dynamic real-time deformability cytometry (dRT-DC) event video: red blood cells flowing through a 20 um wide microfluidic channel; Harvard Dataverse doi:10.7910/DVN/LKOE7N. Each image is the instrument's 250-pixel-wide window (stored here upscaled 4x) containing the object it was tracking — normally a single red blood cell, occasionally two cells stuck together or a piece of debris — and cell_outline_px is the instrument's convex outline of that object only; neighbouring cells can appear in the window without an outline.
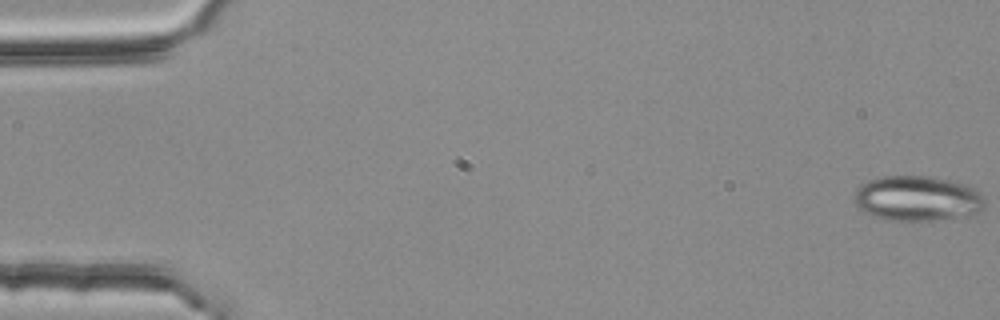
{"species": "common noctule bat (a hibernating species)", "species_latin": "Nyctalus noctula", "temperature_condition": "room temperature", "stored_images_in_passage": 56, "camera_frame_rate_fps": 3000, "um_per_image_px": 0.085, "animal": {"sex": "female", "body_mass_g": 25.1}, "frame": {"image": 1, "passage_image": 1, "time_ms": 0.0, "image_size_px": [1000, 320], "cell_outline_px": [[984, 208], [980, 212], [964, 216], [932, 220], [884, 220], [868, 216], [860, 212], [852, 200], [856, 188], [860, 184], [868, 180], [884, 176], [932, 176], [968, 184], [980, 192], [984, 196]], "centroid_in_image_um": [77.92, 16.87], "position_along_channel_um": 7.1, "area_um2": 35.14}}
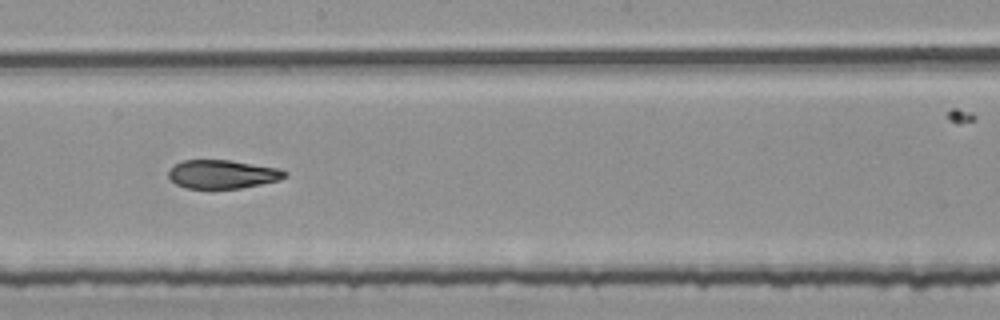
{"frame": {"image": 2, "passage_image": 31, "time_ms": 10.0, "image_size_px": [1000, 320], "cell_outline_px": [[288, 176], [280, 180], [240, 188], [184, 188], [176, 184], [168, 176], [168, 172], [172, 164], [180, 160], [228, 160], [280, 168], [288, 172]], "centroid_in_image_um": [18.9, 14.8], "position_along_channel_um": 229.3, "area_um2": 19.54}}
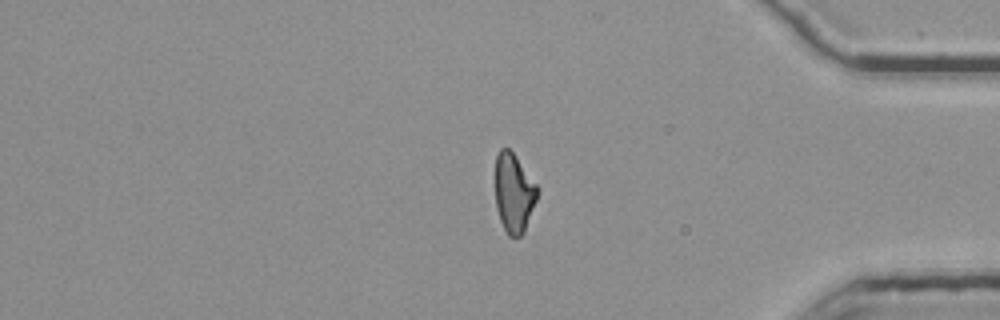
{"frame": {"image": 3, "passage_image": 46, "time_ms": 15.0, "image_size_px": [1000, 320], "cell_outline_px": [[540, 192], [524, 232], [520, 236], [508, 236], [500, 220], [496, 208], [496, 156], [500, 148], [508, 148], [512, 152], [536, 184]], "centroid_in_image_um": [43.69, 16.42], "position_along_channel_um": 391.5, "area_um2": 19.25}, "authors_computed_cell_mechanics": {"area_um2": 20.6635, "velocity_mm_per_s": 3.784, "shape_relaxation_time_tau1_ms": null, "shape_relaxation_time_tau2_ms": 6.9208, "deformation_change_tau1": null, "deformation_change_tau2": 0.1569}}